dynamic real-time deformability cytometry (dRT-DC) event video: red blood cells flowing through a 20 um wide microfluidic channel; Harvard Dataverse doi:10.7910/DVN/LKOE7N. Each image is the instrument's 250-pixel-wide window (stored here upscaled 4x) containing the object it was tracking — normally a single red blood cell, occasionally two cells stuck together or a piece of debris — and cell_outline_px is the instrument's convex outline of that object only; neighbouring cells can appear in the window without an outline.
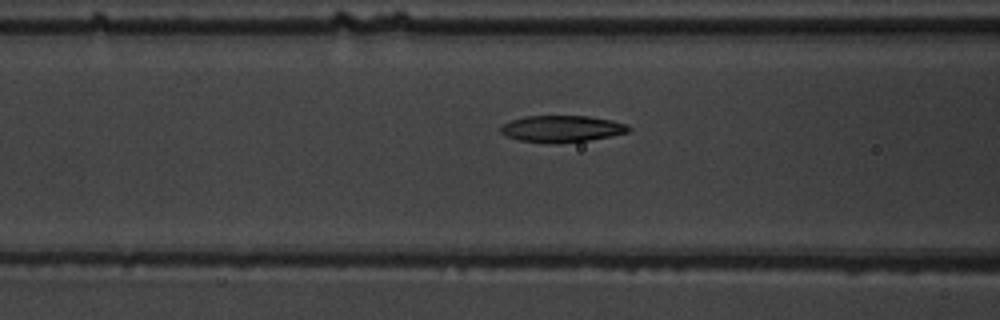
{"species": "common noctule bat (a hibernating species)", "species_latin": "Nyctalus noctula", "temperature_condition": "warm", "stored_images_in_passage": 23, "camera_frame_rate_fps": 3000, "um_per_image_px": 0.085, "animal": {"sex": "male", "body_mass_g": 19.5, "forearm_length_mm": 54.6}, "frame": {"image": 1, "passage_image": 17, "time_ms": 5.333, "image_size_px": [1000, 320], "cell_outline_px": [[632, 128], [628, 132], [588, 140], [556, 144], [520, 140], [508, 136], [500, 132], [500, 128], [504, 124], [512, 120], [524, 116], [588, 116], [612, 120], [628, 124]], "centroid_in_image_um": [47.78, 10.94], "position_along_channel_um": 118.8, "area_um2": 19.77}}
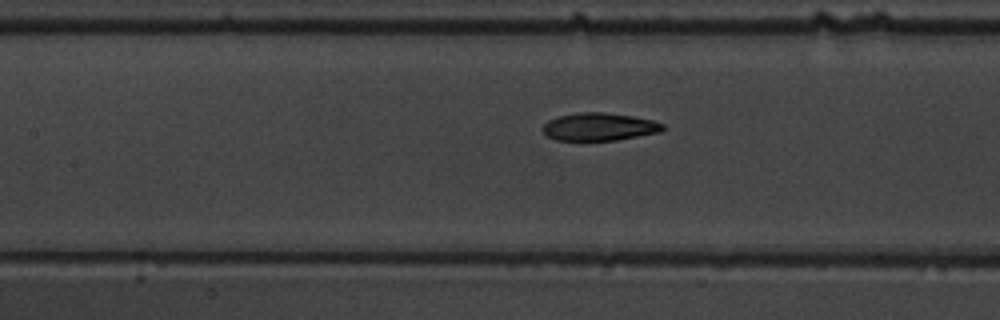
{"frame": {"image": 2, "passage_image": 20, "time_ms": 6.333, "image_size_px": [1000, 320], "cell_outline_px": [[664, 128], [660, 132], [616, 140], [556, 140], [548, 136], [540, 128], [548, 120], [560, 116], [580, 112], [604, 112], [632, 116], [652, 120], [664, 124]], "centroid_in_image_um": [50.92, 10.77], "position_along_channel_um": 156.5, "area_um2": 19.31}}